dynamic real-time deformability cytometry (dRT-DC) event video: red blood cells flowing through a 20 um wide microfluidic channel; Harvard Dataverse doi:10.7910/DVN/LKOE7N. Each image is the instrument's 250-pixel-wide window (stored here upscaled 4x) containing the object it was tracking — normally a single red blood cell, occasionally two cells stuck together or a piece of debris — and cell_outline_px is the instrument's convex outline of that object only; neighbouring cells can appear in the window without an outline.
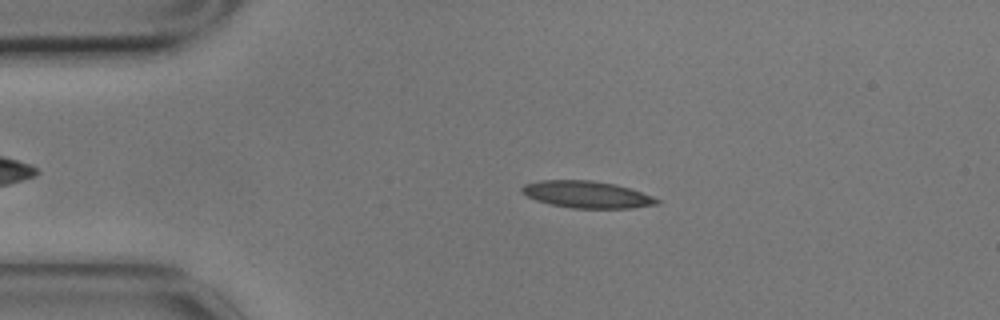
{"species": "common noctule bat (a hibernating species)", "species_latin": "Nyctalus noctula", "temperature_condition": "cold", "stored_images_in_passage": 4, "camera_frame_rate_fps": 3000, "um_per_image_px": 0.085, "animal": {"sex": "male", "body_mass_g": 17.9}, "frame": {"image": 1, "passage_image": 3, "time_ms": 0.667, "image_size_px": [1000, 320], "cell_outline_px": [[660, 204], [632, 208], [572, 208], [552, 204], [536, 200], [520, 192], [520, 188], [524, 184], [540, 180], [592, 180], [616, 184], [652, 196], [660, 200]], "centroid_in_image_um": [49.87, 16.53], "position_along_channel_um": 35.1, "area_um2": 21.15}}